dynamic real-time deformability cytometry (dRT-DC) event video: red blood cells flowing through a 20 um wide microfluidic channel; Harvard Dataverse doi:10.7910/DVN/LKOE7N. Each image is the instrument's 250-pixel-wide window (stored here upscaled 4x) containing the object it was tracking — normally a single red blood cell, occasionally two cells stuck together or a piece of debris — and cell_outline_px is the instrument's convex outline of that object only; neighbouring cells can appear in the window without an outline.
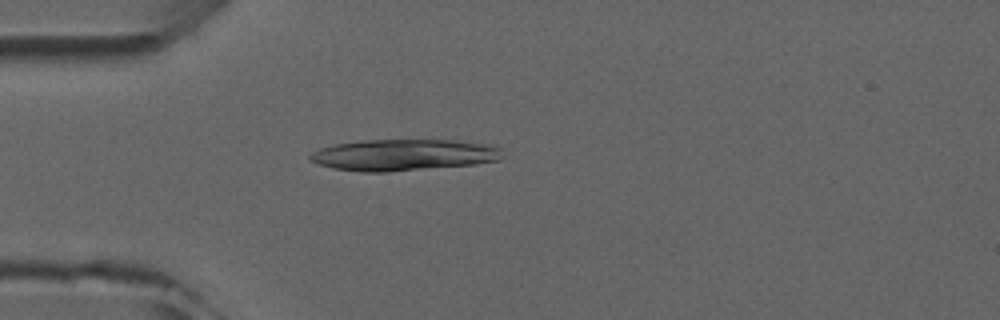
{"species": "common noctule bat (a hibernating species)", "species_latin": "Nyctalus noctula", "temperature_condition": "room temperature", "stored_images_in_passage": 4, "camera_frame_rate_fps": 3000, "um_per_image_px": 0.085, "animal": {"sex": "male", "forearm_length_mm": 52.5}, "frame": {"image": 1, "passage_image": 4, "time_ms": 3.667, "image_size_px": [1000, 320], "cell_outline_px": [[500, 160], [476, 164], [388, 172], [360, 172], [332, 168], [308, 160], [308, 156], [312, 152], [320, 148], [336, 144], [364, 140], [452, 140], [496, 144], [500, 148]], "centroid_in_image_um": [34.32, 13.17], "position_along_channel_um": 50.7, "area_um2": 35.43}}